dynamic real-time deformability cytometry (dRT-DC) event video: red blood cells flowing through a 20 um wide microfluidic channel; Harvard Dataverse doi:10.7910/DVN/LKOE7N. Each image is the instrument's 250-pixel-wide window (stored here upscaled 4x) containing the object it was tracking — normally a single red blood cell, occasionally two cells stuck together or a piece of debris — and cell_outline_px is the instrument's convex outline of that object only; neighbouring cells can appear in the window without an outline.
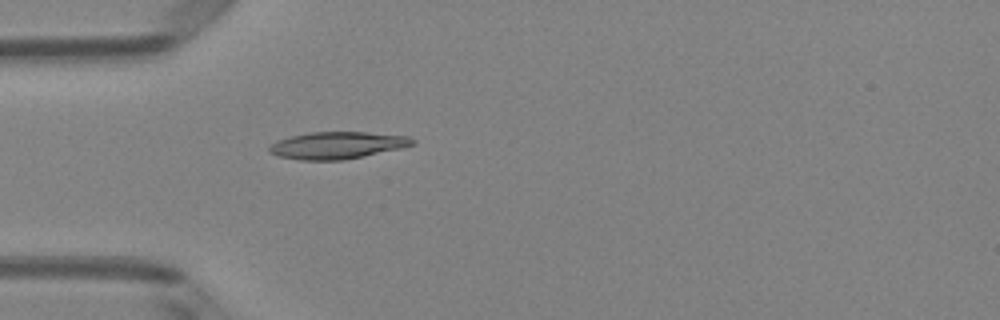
{"species": "Egyptian fruit bat (a non-hibernating species)", "species_latin": "Rousettus aegyptiacus", "temperature_condition": "room temperature", "stored_images_in_passage": 1, "camera_frame_rate_fps": 3000, "um_per_image_px": 0.085, "animal": {"sex": "female"}, "frame": {"image": 1, "passage_image": 1, "time_ms": 0.0, "image_size_px": [1000, 320], "cell_outline_px": [[416, 144], [404, 148], [340, 160], [300, 160], [280, 156], [268, 152], [268, 148], [276, 140], [292, 136], [312, 132], [364, 132], [408, 136], [416, 140]], "centroid_in_image_um": [28.7, 12.35], "position_along_channel_um": 56.3, "area_um2": 22.48}}